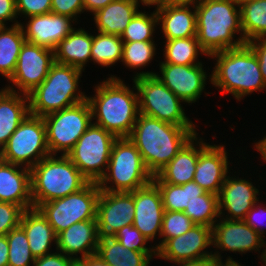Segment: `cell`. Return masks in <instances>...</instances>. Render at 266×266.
Returning a JSON list of instances; mask_svg holds the SVG:
<instances>
[{
    "mask_svg": "<svg viewBox=\"0 0 266 266\" xmlns=\"http://www.w3.org/2000/svg\"><path fill=\"white\" fill-rule=\"evenodd\" d=\"M126 86L121 79L110 76L96 85L94 97L87 96L94 124L117 138L129 137L140 114L138 91Z\"/></svg>",
    "mask_w": 266,
    "mask_h": 266,
    "instance_id": "1",
    "label": "cell"
},
{
    "mask_svg": "<svg viewBox=\"0 0 266 266\" xmlns=\"http://www.w3.org/2000/svg\"><path fill=\"white\" fill-rule=\"evenodd\" d=\"M196 126H176L139 114L129 139L154 176L197 134Z\"/></svg>",
    "mask_w": 266,
    "mask_h": 266,
    "instance_id": "2",
    "label": "cell"
},
{
    "mask_svg": "<svg viewBox=\"0 0 266 266\" xmlns=\"http://www.w3.org/2000/svg\"><path fill=\"white\" fill-rule=\"evenodd\" d=\"M197 40L206 56L245 44L239 3L234 0H204L195 4ZM240 33L235 40V35Z\"/></svg>",
    "mask_w": 266,
    "mask_h": 266,
    "instance_id": "3",
    "label": "cell"
},
{
    "mask_svg": "<svg viewBox=\"0 0 266 266\" xmlns=\"http://www.w3.org/2000/svg\"><path fill=\"white\" fill-rule=\"evenodd\" d=\"M209 57L215 58L216 63L208 79L215 87L221 88L222 95L230 93L240 101L254 91H265L266 83L258 59L247 44L216 52Z\"/></svg>",
    "mask_w": 266,
    "mask_h": 266,
    "instance_id": "4",
    "label": "cell"
},
{
    "mask_svg": "<svg viewBox=\"0 0 266 266\" xmlns=\"http://www.w3.org/2000/svg\"><path fill=\"white\" fill-rule=\"evenodd\" d=\"M56 156L45 157L30 169L33 208L76 193L90 182L66 155Z\"/></svg>",
    "mask_w": 266,
    "mask_h": 266,
    "instance_id": "5",
    "label": "cell"
},
{
    "mask_svg": "<svg viewBox=\"0 0 266 266\" xmlns=\"http://www.w3.org/2000/svg\"><path fill=\"white\" fill-rule=\"evenodd\" d=\"M81 75V69L55 62L45 80L28 94L30 114L44 117L87 100L79 89Z\"/></svg>",
    "mask_w": 266,
    "mask_h": 266,
    "instance_id": "6",
    "label": "cell"
},
{
    "mask_svg": "<svg viewBox=\"0 0 266 266\" xmlns=\"http://www.w3.org/2000/svg\"><path fill=\"white\" fill-rule=\"evenodd\" d=\"M152 179L135 144L129 137H122L114 141L106 172L97 184L102 191L133 192Z\"/></svg>",
    "mask_w": 266,
    "mask_h": 266,
    "instance_id": "7",
    "label": "cell"
},
{
    "mask_svg": "<svg viewBox=\"0 0 266 266\" xmlns=\"http://www.w3.org/2000/svg\"><path fill=\"white\" fill-rule=\"evenodd\" d=\"M100 189L89 182L80 191L40 204L37 209L47 219L56 235L74 223L96 220Z\"/></svg>",
    "mask_w": 266,
    "mask_h": 266,
    "instance_id": "8",
    "label": "cell"
},
{
    "mask_svg": "<svg viewBox=\"0 0 266 266\" xmlns=\"http://www.w3.org/2000/svg\"><path fill=\"white\" fill-rule=\"evenodd\" d=\"M50 155L43 117L31 114L0 150V159L29 169Z\"/></svg>",
    "mask_w": 266,
    "mask_h": 266,
    "instance_id": "9",
    "label": "cell"
},
{
    "mask_svg": "<svg viewBox=\"0 0 266 266\" xmlns=\"http://www.w3.org/2000/svg\"><path fill=\"white\" fill-rule=\"evenodd\" d=\"M138 91L139 112L176 126H195L181 102L155 75L132 79Z\"/></svg>",
    "mask_w": 266,
    "mask_h": 266,
    "instance_id": "10",
    "label": "cell"
},
{
    "mask_svg": "<svg viewBox=\"0 0 266 266\" xmlns=\"http://www.w3.org/2000/svg\"><path fill=\"white\" fill-rule=\"evenodd\" d=\"M43 120L51 155H66L93 121L87 100L48 114Z\"/></svg>",
    "mask_w": 266,
    "mask_h": 266,
    "instance_id": "11",
    "label": "cell"
},
{
    "mask_svg": "<svg viewBox=\"0 0 266 266\" xmlns=\"http://www.w3.org/2000/svg\"><path fill=\"white\" fill-rule=\"evenodd\" d=\"M116 139L114 134L92 123L66 156L90 182H98L106 172Z\"/></svg>",
    "mask_w": 266,
    "mask_h": 266,
    "instance_id": "12",
    "label": "cell"
},
{
    "mask_svg": "<svg viewBox=\"0 0 266 266\" xmlns=\"http://www.w3.org/2000/svg\"><path fill=\"white\" fill-rule=\"evenodd\" d=\"M203 63L195 65H175L171 63H160V74L141 71L133 76L155 75L166 87L185 103H195L201 97L205 89L207 74ZM205 71V72H204Z\"/></svg>",
    "mask_w": 266,
    "mask_h": 266,
    "instance_id": "13",
    "label": "cell"
},
{
    "mask_svg": "<svg viewBox=\"0 0 266 266\" xmlns=\"http://www.w3.org/2000/svg\"><path fill=\"white\" fill-rule=\"evenodd\" d=\"M134 214V191L100 190L96 217L98 241L115 238L122 227L133 225Z\"/></svg>",
    "mask_w": 266,
    "mask_h": 266,
    "instance_id": "14",
    "label": "cell"
},
{
    "mask_svg": "<svg viewBox=\"0 0 266 266\" xmlns=\"http://www.w3.org/2000/svg\"><path fill=\"white\" fill-rule=\"evenodd\" d=\"M54 63L53 50L25 41L8 81L18 89L17 92L28 95L45 80Z\"/></svg>",
    "mask_w": 266,
    "mask_h": 266,
    "instance_id": "15",
    "label": "cell"
},
{
    "mask_svg": "<svg viewBox=\"0 0 266 266\" xmlns=\"http://www.w3.org/2000/svg\"><path fill=\"white\" fill-rule=\"evenodd\" d=\"M210 246H213L212 228L195 224L183 235L168 239L157 250L156 258L159 257L174 264L202 259L213 255V251H207Z\"/></svg>",
    "mask_w": 266,
    "mask_h": 266,
    "instance_id": "16",
    "label": "cell"
},
{
    "mask_svg": "<svg viewBox=\"0 0 266 266\" xmlns=\"http://www.w3.org/2000/svg\"><path fill=\"white\" fill-rule=\"evenodd\" d=\"M265 239L244 220L219 218L212 227L213 246L221 251L239 252V254L254 250L260 252L261 248H264Z\"/></svg>",
    "mask_w": 266,
    "mask_h": 266,
    "instance_id": "17",
    "label": "cell"
},
{
    "mask_svg": "<svg viewBox=\"0 0 266 266\" xmlns=\"http://www.w3.org/2000/svg\"><path fill=\"white\" fill-rule=\"evenodd\" d=\"M227 153L224 145H210L201 137L193 181L205 191L219 195L229 172Z\"/></svg>",
    "mask_w": 266,
    "mask_h": 266,
    "instance_id": "18",
    "label": "cell"
},
{
    "mask_svg": "<svg viewBox=\"0 0 266 266\" xmlns=\"http://www.w3.org/2000/svg\"><path fill=\"white\" fill-rule=\"evenodd\" d=\"M133 226L149 241L161 236L164 207L158 186L151 181L144 187L134 191Z\"/></svg>",
    "mask_w": 266,
    "mask_h": 266,
    "instance_id": "19",
    "label": "cell"
},
{
    "mask_svg": "<svg viewBox=\"0 0 266 266\" xmlns=\"http://www.w3.org/2000/svg\"><path fill=\"white\" fill-rule=\"evenodd\" d=\"M26 19H29L27 24L20 23L26 41L53 51L72 32L74 29L72 23L75 22L70 17L52 12Z\"/></svg>",
    "mask_w": 266,
    "mask_h": 266,
    "instance_id": "20",
    "label": "cell"
},
{
    "mask_svg": "<svg viewBox=\"0 0 266 266\" xmlns=\"http://www.w3.org/2000/svg\"><path fill=\"white\" fill-rule=\"evenodd\" d=\"M259 190L246 179L229 177L227 175L219 193L220 218L229 220H244L247 212L260 201ZM226 211L228 215H225ZM230 214V215H229ZM222 215V216H221ZM225 215V216H223Z\"/></svg>",
    "mask_w": 266,
    "mask_h": 266,
    "instance_id": "21",
    "label": "cell"
},
{
    "mask_svg": "<svg viewBox=\"0 0 266 266\" xmlns=\"http://www.w3.org/2000/svg\"><path fill=\"white\" fill-rule=\"evenodd\" d=\"M191 6L193 11L189 8ZM155 9L165 40L196 37L195 4L173 2L162 4Z\"/></svg>",
    "mask_w": 266,
    "mask_h": 266,
    "instance_id": "22",
    "label": "cell"
},
{
    "mask_svg": "<svg viewBox=\"0 0 266 266\" xmlns=\"http://www.w3.org/2000/svg\"><path fill=\"white\" fill-rule=\"evenodd\" d=\"M0 202L33 208L29 168L0 159Z\"/></svg>",
    "mask_w": 266,
    "mask_h": 266,
    "instance_id": "23",
    "label": "cell"
},
{
    "mask_svg": "<svg viewBox=\"0 0 266 266\" xmlns=\"http://www.w3.org/2000/svg\"><path fill=\"white\" fill-rule=\"evenodd\" d=\"M98 242L96 220H85L60 232L55 248L73 259H83L97 252Z\"/></svg>",
    "mask_w": 266,
    "mask_h": 266,
    "instance_id": "24",
    "label": "cell"
},
{
    "mask_svg": "<svg viewBox=\"0 0 266 266\" xmlns=\"http://www.w3.org/2000/svg\"><path fill=\"white\" fill-rule=\"evenodd\" d=\"M7 85L0 89V150L30 114L29 97Z\"/></svg>",
    "mask_w": 266,
    "mask_h": 266,
    "instance_id": "25",
    "label": "cell"
},
{
    "mask_svg": "<svg viewBox=\"0 0 266 266\" xmlns=\"http://www.w3.org/2000/svg\"><path fill=\"white\" fill-rule=\"evenodd\" d=\"M20 227L26 233L31 254L35 258L52 253L51 245L53 242L57 244V235L37 208L23 212Z\"/></svg>",
    "mask_w": 266,
    "mask_h": 266,
    "instance_id": "26",
    "label": "cell"
},
{
    "mask_svg": "<svg viewBox=\"0 0 266 266\" xmlns=\"http://www.w3.org/2000/svg\"><path fill=\"white\" fill-rule=\"evenodd\" d=\"M198 139L197 133L181 148L177 155L156 174L164 183L183 185L194 180L195 168L199 156Z\"/></svg>",
    "mask_w": 266,
    "mask_h": 266,
    "instance_id": "27",
    "label": "cell"
},
{
    "mask_svg": "<svg viewBox=\"0 0 266 266\" xmlns=\"http://www.w3.org/2000/svg\"><path fill=\"white\" fill-rule=\"evenodd\" d=\"M139 0H115L94 13L97 32L121 36L139 11Z\"/></svg>",
    "mask_w": 266,
    "mask_h": 266,
    "instance_id": "28",
    "label": "cell"
},
{
    "mask_svg": "<svg viewBox=\"0 0 266 266\" xmlns=\"http://www.w3.org/2000/svg\"><path fill=\"white\" fill-rule=\"evenodd\" d=\"M93 35L85 29L75 28L55 48V62L77 67L84 71L91 61Z\"/></svg>",
    "mask_w": 266,
    "mask_h": 266,
    "instance_id": "29",
    "label": "cell"
},
{
    "mask_svg": "<svg viewBox=\"0 0 266 266\" xmlns=\"http://www.w3.org/2000/svg\"><path fill=\"white\" fill-rule=\"evenodd\" d=\"M152 181L160 190L165 211L184 212L194 201L200 199V195L207 192L194 181L183 185H175L164 183L157 175L153 176Z\"/></svg>",
    "mask_w": 266,
    "mask_h": 266,
    "instance_id": "30",
    "label": "cell"
},
{
    "mask_svg": "<svg viewBox=\"0 0 266 266\" xmlns=\"http://www.w3.org/2000/svg\"><path fill=\"white\" fill-rule=\"evenodd\" d=\"M96 254L109 266H149L153 256H157V252L127 249L115 238L100 240Z\"/></svg>",
    "mask_w": 266,
    "mask_h": 266,
    "instance_id": "31",
    "label": "cell"
},
{
    "mask_svg": "<svg viewBox=\"0 0 266 266\" xmlns=\"http://www.w3.org/2000/svg\"><path fill=\"white\" fill-rule=\"evenodd\" d=\"M26 39L21 24L0 26V74L10 79Z\"/></svg>",
    "mask_w": 266,
    "mask_h": 266,
    "instance_id": "32",
    "label": "cell"
},
{
    "mask_svg": "<svg viewBox=\"0 0 266 266\" xmlns=\"http://www.w3.org/2000/svg\"><path fill=\"white\" fill-rule=\"evenodd\" d=\"M239 7L245 44L266 38V0H247L239 3Z\"/></svg>",
    "mask_w": 266,
    "mask_h": 266,
    "instance_id": "33",
    "label": "cell"
},
{
    "mask_svg": "<svg viewBox=\"0 0 266 266\" xmlns=\"http://www.w3.org/2000/svg\"><path fill=\"white\" fill-rule=\"evenodd\" d=\"M164 47L165 61L160 63H171L175 65L200 64L198 55H206L199 45L197 37L179 38L166 40ZM197 61V62H196Z\"/></svg>",
    "mask_w": 266,
    "mask_h": 266,
    "instance_id": "34",
    "label": "cell"
},
{
    "mask_svg": "<svg viewBox=\"0 0 266 266\" xmlns=\"http://www.w3.org/2000/svg\"><path fill=\"white\" fill-rule=\"evenodd\" d=\"M123 41L118 35L98 32L93 35L91 61L110 67L122 59Z\"/></svg>",
    "mask_w": 266,
    "mask_h": 266,
    "instance_id": "35",
    "label": "cell"
},
{
    "mask_svg": "<svg viewBox=\"0 0 266 266\" xmlns=\"http://www.w3.org/2000/svg\"><path fill=\"white\" fill-rule=\"evenodd\" d=\"M184 213L196 224L213 227L220 218L219 196L211 192L200 195V199L194 201Z\"/></svg>",
    "mask_w": 266,
    "mask_h": 266,
    "instance_id": "36",
    "label": "cell"
},
{
    "mask_svg": "<svg viewBox=\"0 0 266 266\" xmlns=\"http://www.w3.org/2000/svg\"><path fill=\"white\" fill-rule=\"evenodd\" d=\"M158 25V17L156 11L151 14L144 13L140 10L132 18L120 38L123 42L134 41H154L153 34Z\"/></svg>",
    "mask_w": 266,
    "mask_h": 266,
    "instance_id": "37",
    "label": "cell"
},
{
    "mask_svg": "<svg viewBox=\"0 0 266 266\" xmlns=\"http://www.w3.org/2000/svg\"><path fill=\"white\" fill-rule=\"evenodd\" d=\"M9 245L8 266H31L35 257L31 254L28 238L24 230L19 226L11 230L7 235Z\"/></svg>",
    "mask_w": 266,
    "mask_h": 266,
    "instance_id": "38",
    "label": "cell"
},
{
    "mask_svg": "<svg viewBox=\"0 0 266 266\" xmlns=\"http://www.w3.org/2000/svg\"><path fill=\"white\" fill-rule=\"evenodd\" d=\"M154 41H134L124 42L122 59L125 67L130 69H139L146 67L152 62L153 57L156 55V47ZM151 61V62H150Z\"/></svg>",
    "mask_w": 266,
    "mask_h": 266,
    "instance_id": "39",
    "label": "cell"
},
{
    "mask_svg": "<svg viewBox=\"0 0 266 266\" xmlns=\"http://www.w3.org/2000/svg\"><path fill=\"white\" fill-rule=\"evenodd\" d=\"M195 223L182 211H165L162 220L161 236L158 250L168 239L183 235L189 231Z\"/></svg>",
    "mask_w": 266,
    "mask_h": 266,
    "instance_id": "40",
    "label": "cell"
},
{
    "mask_svg": "<svg viewBox=\"0 0 266 266\" xmlns=\"http://www.w3.org/2000/svg\"><path fill=\"white\" fill-rule=\"evenodd\" d=\"M116 240H118L125 248L138 252H157L156 247L145 246L150 242L142 233L133 225H127L117 231Z\"/></svg>",
    "mask_w": 266,
    "mask_h": 266,
    "instance_id": "41",
    "label": "cell"
},
{
    "mask_svg": "<svg viewBox=\"0 0 266 266\" xmlns=\"http://www.w3.org/2000/svg\"><path fill=\"white\" fill-rule=\"evenodd\" d=\"M24 211L19 205L0 202V235H7L11 230L19 227Z\"/></svg>",
    "mask_w": 266,
    "mask_h": 266,
    "instance_id": "42",
    "label": "cell"
},
{
    "mask_svg": "<svg viewBox=\"0 0 266 266\" xmlns=\"http://www.w3.org/2000/svg\"><path fill=\"white\" fill-rule=\"evenodd\" d=\"M17 15L30 17L51 12V0H15Z\"/></svg>",
    "mask_w": 266,
    "mask_h": 266,
    "instance_id": "43",
    "label": "cell"
},
{
    "mask_svg": "<svg viewBox=\"0 0 266 266\" xmlns=\"http://www.w3.org/2000/svg\"><path fill=\"white\" fill-rule=\"evenodd\" d=\"M51 12L70 17L77 22V15L84 13V3L83 0H51Z\"/></svg>",
    "mask_w": 266,
    "mask_h": 266,
    "instance_id": "44",
    "label": "cell"
},
{
    "mask_svg": "<svg viewBox=\"0 0 266 266\" xmlns=\"http://www.w3.org/2000/svg\"><path fill=\"white\" fill-rule=\"evenodd\" d=\"M258 203L260 202L257 201L253 205V207L247 212L244 222L264 238L266 235V229L264 230V225L262 226L261 224H266V222H264V217H266V207H261V203L260 205ZM261 217L264 219H261Z\"/></svg>",
    "mask_w": 266,
    "mask_h": 266,
    "instance_id": "45",
    "label": "cell"
},
{
    "mask_svg": "<svg viewBox=\"0 0 266 266\" xmlns=\"http://www.w3.org/2000/svg\"><path fill=\"white\" fill-rule=\"evenodd\" d=\"M74 259L56 250L54 253L35 258L32 266H70Z\"/></svg>",
    "mask_w": 266,
    "mask_h": 266,
    "instance_id": "46",
    "label": "cell"
},
{
    "mask_svg": "<svg viewBox=\"0 0 266 266\" xmlns=\"http://www.w3.org/2000/svg\"><path fill=\"white\" fill-rule=\"evenodd\" d=\"M246 44L254 51L258 59L262 78L266 83V38H256Z\"/></svg>",
    "mask_w": 266,
    "mask_h": 266,
    "instance_id": "47",
    "label": "cell"
},
{
    "mask_svg": "<svg viewBox=\"0 0 266 266\" xmlns=\"http://www.w3.org/2000/svg\"><path fill=\"white\" fill-rule=\"evenodd\" d=\"M16 18H18L16 11V1L0 0V26H6V21L14 22L13 25L20 24L21 22H18Z\"/></svg>",
    "mask_w": 266,
    "mask_h": 266,
    "instance_id": "48",
    "label": "cell"
},
{
    "mask_svg": "<svg viewBox=\"0 0 266 266\" xmlns=\"http://www.w3.org/2000/svg\"><path fill=\"white\" fill-rule=\"evenodd\" d=\"M175 264L179 266H217V258L212 255L202 259L182 261Z\"/></svg>",
    "mask_w": 266,
    "mask_h": 266,
    "instance_id": "49",
    "label": "cell"
},
{
    "mask_svg": "<svg viewBox=\"0 0 266 266\" xmlns=\"http://www.w3.org/2000/svg\"><path fill=\"white\" fill-rule=\"evenodd\" d=\"M115 0H83L84 3V11L92 13H96L106 5L112 3Z\"/></svg>",
    "mask_w": 266,
    "mask_h": 266,
    "instance_id": "50",
    "label": "cell"
},
{
    "mask_svg": "<svg viewBox=\"0 0 266 266\" xmlns=\"http://www.w3.org/2000/svg\"><path fill=\"white\" fill-rule=\"evenodd\" d=\"M9 245L6 235H0V266H8Z\"/></svg>",
    "mask_w": 266,
    "mask_h": 266,
    "instance_id": "51",
    "label": "cell"
},
{
    "mask_svg": "<svg viewBox=\"0 0 266 266\" xmlns=\"http://www.w3.org/2000/svg\"><path fill=\"white\" fill-rule=\"evenodd\" d=\"M86 266H109L98 254L86 257Z\"/></svg>",
    "mask_w": 266,
    "mask_h": 266,
    "instance_id": "52",
    "label": "cell"
},
{
    "mask_svg": "<svg viewBox=\"0 0 266 266\" xmlns=\"http://www.w3.org/2000/svg\"><path fill=\"white\" fill-rule=\"evenodd\" d=\"M213 255L217 258V266H243L242 264H239L237 261L233 260L230 256L224 260L225 262H222V256L218 251L214 252Z\"/></svg>",
    "mask_w": 266,
    "mask_h": 266,
    "instance_id": "53",
    "label": "cell"
},
{
    "mask_svg": "<svg viewBox=\"0 0 266 266\" xmlns=\"http://www.w3.org/2000/svg\"><path fill=\"white\" fill-rule=\"evenodd\" d=\"M257 152L261 154V158L263 159L264 162H266V136L256 142L255 147Z\"/></svg>",
    "mask_w": 266,
    "mask_h": 266,
    "instance_id": "54",
    "label": "cell"
},
{
    "mask_svg": "<svg viewBox=\"0 0 266 266\" xmlns=\"http://www.w3.org/2000/svg\"><path fill=\"white\" fill-rule=\"evenodd\" d=\"M140 3H142V5H145V6H152L154 5V7L156 6H160L162 4H168V3H173L175 2V0H139Z\"/></svg>",
    "mask_w": 266,
    "mask_h": 266,
    "instance_id": "55",
    "label": "cell"
},
{
    "mask_svg": "<svg viewBox=\"0 0 266 266\" xmlns=\"http://www.w3.org/2000/svg\"><path fill=\"white\" fill-rule=\"evenodd\" d=\"M70 266H86V258L74 259Z\"/></svg>",
    "mask_w": 266,
    "mask_h": 266,
    "instance_id": "56",
    "label": "cell"
},
{
    "mask_svg": "<svg viewBox=\"0 0 266 266\" xmlns=\"http://www.w3.org/2000/svg\"><path fill=\"white\" fill-rule=\"evenodd\" d=\"M204 0H175L177 3H187V4H197L203 2Z\"/></svg>",
    "mask_w": 266,
    "mask_h": 266,
    "instance_id": "57",
    "label": "cell"
},
{
    "mask_svg": "<svg viewBox=\"0 0 266 266\" xmlns=\"http://www.w3.org/2000/svg\"><path fill=\"white\" fill-rule=\"evenodd\" d=\"M234 1H236L238 3H242V2L247 1V0H234Z\"/></svg>",
    "mask_w": 266,
    "mask_h": 266,
    "instance_id": "58",
    "label": "cell"
}]
</instances>
